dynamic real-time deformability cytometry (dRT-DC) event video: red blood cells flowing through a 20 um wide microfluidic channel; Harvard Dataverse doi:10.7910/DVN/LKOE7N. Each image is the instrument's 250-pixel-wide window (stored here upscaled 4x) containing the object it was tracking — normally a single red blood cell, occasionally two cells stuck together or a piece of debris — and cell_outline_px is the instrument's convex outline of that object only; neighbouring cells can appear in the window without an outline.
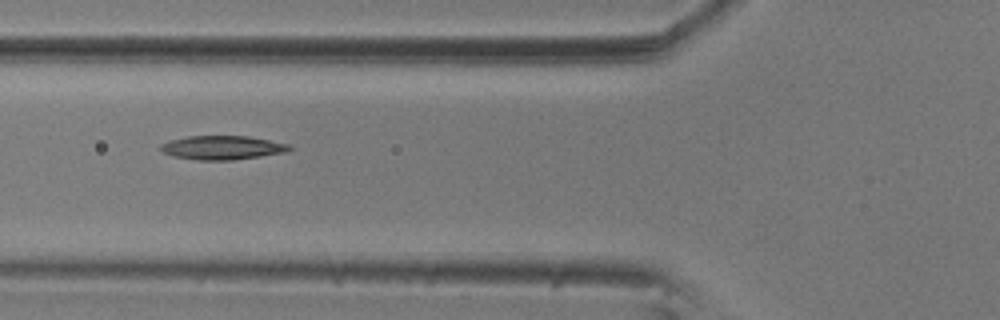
{"species": "common noctule bat (a hibernating species)", "species_latin": "Nyctalus noctula", "temperature_condition": "room temperature", "stored_images_in_passage": 7, "camera_frame_rate_fps": 3000, "um_per_image_px": 0.085, "animal": {"sex": "male", "body_mass_g": 20.5, "forearm_length_mm": 52.5}, "frame": {"image": 1, "passage_image": 3, "time_ms": 0.667, "image_size_px": [1000, 320], "cell_outline_px": [[292, 148], [288, 152], [232, 160], [196, 160], [172, 156], [164, 152], [160, 148], [160, 144], [172, 140], [188, 136], [248, 136], [288, 144]], "centroid_in_image_um": [18.9, 12.55], "position_along_channel_um": 106.9, "area_um2": 17.8}}
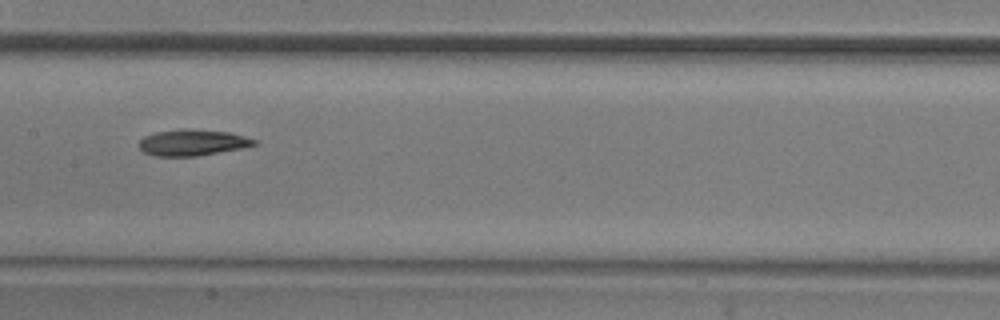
{"frame": {"image": 2, "passage_image": 5, "time_ms": 1.333, "image_size_px": [1000, 320], "cell_outline_px": [[256, 144], [240, 148], [196, 156], [156, 156], [144, 152], [140, 148], [140, 140], [144, 136], [156, 132], [180, 128], [188, 128], [228, 132], [244, 136], [256, 140]], "centroid_in_image_um": [16.32, 12.1], "position_along_channel_um": 191.1, "area_um2": 17.4}}
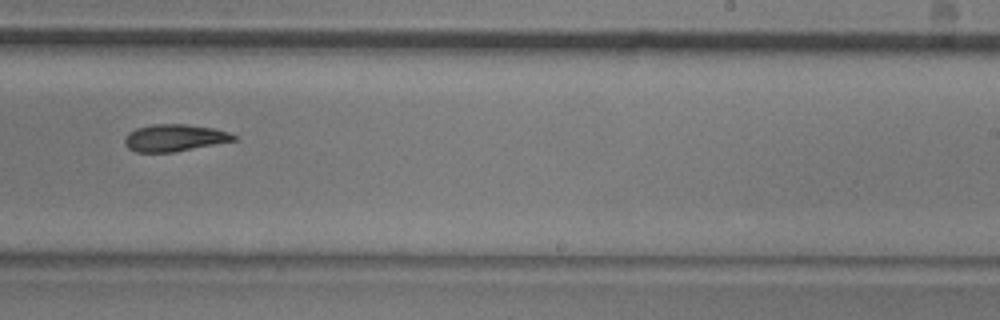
{"frame": {"image": 3, "passage_image": 7, "time_ms": 2.0, "image_size_px": [1000, 320], "cell_outline_px": [[236, 140], [172, 152], [136, 152], [128, 148], [124, 144], [124, 140], [128, 132], [136, 128], [152, 124], [184, 124], [212, 128], [228, 132], [236, 136]], "centroid_in_image_um": [14.78, 11.71], "position_along_channel_um": 274.2, "area_um2": 16.99}}